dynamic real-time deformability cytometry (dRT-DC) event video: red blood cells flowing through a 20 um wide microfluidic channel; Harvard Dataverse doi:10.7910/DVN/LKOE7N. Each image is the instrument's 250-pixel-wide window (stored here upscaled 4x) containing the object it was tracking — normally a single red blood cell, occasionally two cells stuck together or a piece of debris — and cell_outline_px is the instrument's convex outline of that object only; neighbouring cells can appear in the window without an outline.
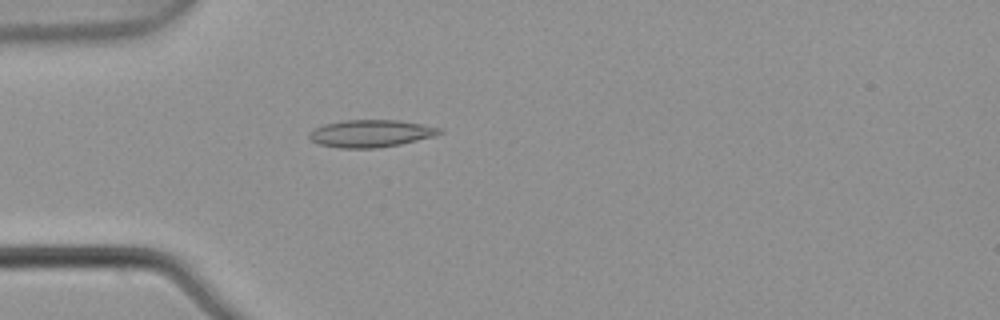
{"species": "common noctule bat (a hibernating species)", "species_latin": "Nyctalus noctula", "temperature_condition": "warm", "stored_images_in_passage": 5, "camera_frame_rate_fps": 3000, "um_per_image_px": 0.085, "animal": {"sex": "male", "body_mass_g": 21.5, "forearm_length_mm": 52.0}, "frame": {"image": 1, "passage_image": 5, "time_ms": 1.333, "image_size_px": [1000, 320], "cell_outline_px": [[444, 132], [436, 136], [400, 144], [376, 148], [340, 148], [316, 144], [308, 136], [308, 132], [324, 124], [344, 120], [400, 120], [440, 128]], "centroid_in_image_um": [31.51, 11.35], "position_along_channel_um": 53.5, "area_um2": 20.81}}